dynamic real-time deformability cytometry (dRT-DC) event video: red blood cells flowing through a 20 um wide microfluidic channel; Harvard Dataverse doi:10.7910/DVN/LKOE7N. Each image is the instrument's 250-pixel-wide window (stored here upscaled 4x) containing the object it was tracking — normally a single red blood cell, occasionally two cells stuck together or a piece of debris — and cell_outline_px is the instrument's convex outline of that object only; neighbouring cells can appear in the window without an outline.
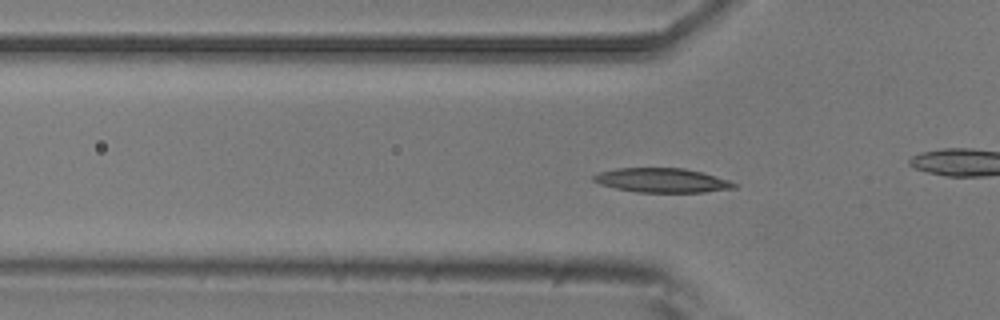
{"species": "common noctule bat (a hibernating species)", "species_latin": "Nyctalus noctula", "temperature_condition": "room temperature", "stored_images_in_passage": 55, "camera_frame_rate_fps": 3000, "um_per_image_px": 0.085, "animal": {"sex": "male", "body_mass_g": 20.5, "forearm_length_mm": 52.5}, "frame": {"image": 1, "passage_image": 17, "time_ms": 5.333, "image_size_px": [1000, 320], "cell_outline_px": [[740, 184], [736, 188], [704, 192], [636, 192], [616, 188], [600, 184], [592, 180], [592, 176], [600, 172], [616, 168], [684, 168], [716, 176]], "centroid_in_image_um": [56.29, 15.33], "position_along_channel_um": 69.5, "area_um2": 19.88}}
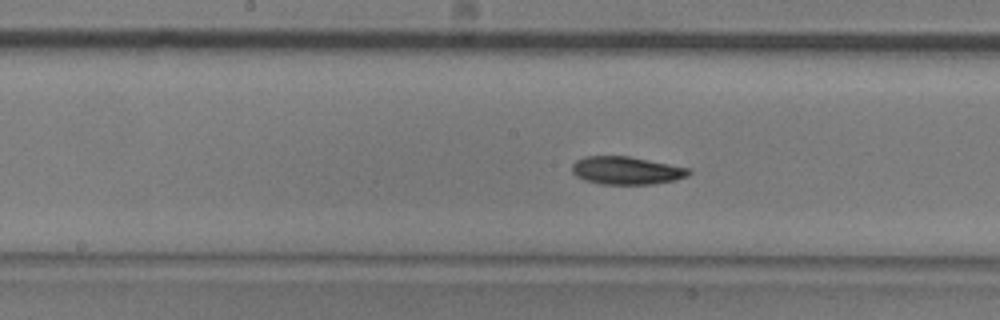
{"frame": {"image": 2, "passage_image": 27, "time_ms": 8.667, "image_size_px": [1000, 320], "cell_outline_px": [[692, 172], [688, 176], [676, 180], [652, 184], [600, 184], [584, 180], [576, 176], [572, 172], [572, 164], [576, 160], [584, 156], [628, 156], [692, 168]], "centroid_in_image_um": [53.27, 14.49], "position_along_channel_um": 194.9, "area_um2": 19.19}}
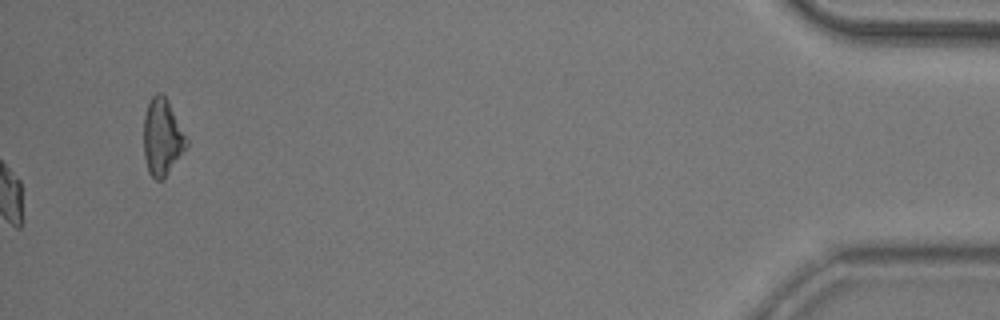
{"frame": {"image": 3, "passage_image": 55, "time_ms": 18.0, "image_size_px": [1000, 320], "cell_outline_px": [[188, 144], [164, 180], [156, 180], [148, 172], [144, 156], [144, 116], [148, 104], [152, 96], [156, 92], [160, 92], [168, 100], [188, 140]], "centroid_in_image_um": [13.78, 11.67], "position_along_channel_um": 421.4, "area_um2": 19.07}, "authors_computed_cell_mechanics": {"area_um2": 18.9584, "velocity_mm_per_s": 3.7325, "shape_relaxation_time_tau1_ms": 3.6324, "shape_relaxation_time_tau2_ms": 3.9661, "deformation_change_tau1": 0.1166, "deformation_change_tau2": 0.0847}}